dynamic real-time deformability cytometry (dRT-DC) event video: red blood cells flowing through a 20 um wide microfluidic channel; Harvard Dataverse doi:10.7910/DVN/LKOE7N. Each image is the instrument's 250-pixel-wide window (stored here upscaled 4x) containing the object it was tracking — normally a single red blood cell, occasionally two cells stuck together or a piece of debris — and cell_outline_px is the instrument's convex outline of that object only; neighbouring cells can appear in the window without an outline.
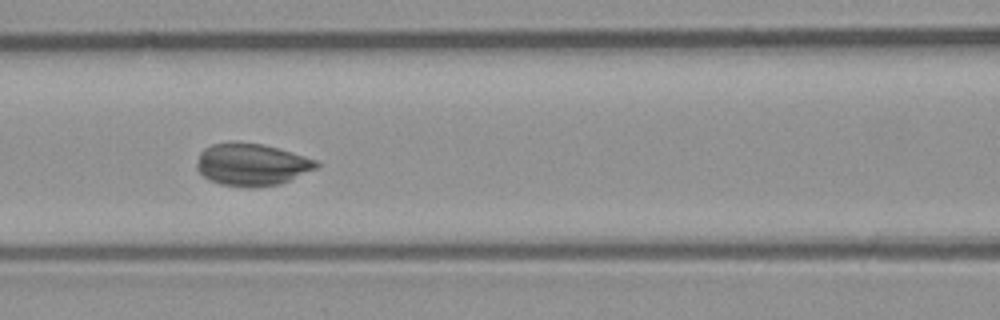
{"species": "common noctule bat (a hibernating species)", "species_latin": "Nyctalus noctula", "temperature_condition": "room temperature", "stored_images_in_passage": 45, "camera_frame_rate_fps": 3000, "um_per_image_px": 0.085, "animal": {"sex": "male", "body_mass_g": 23.1, "forearm_length_mm": 52.7}, "frame": {"image": 1, "passage_image": 16, "time_ms": 5.0, "image_size_px": [1000, 320], "cell_outline_px": [[320, 164], [316, 168], [280, 184], [256, 188], [248, 188], [220, 184], [208, 180], [196, 168], [196, 164], [200, 152], [204, 148], [212, 144], [264, 144], [280, 148], [316, 160]], "centroid_in_image_um": [21.39, 14.02], "position_along_channel_um": 145.2, "area_um2": 29.13}}
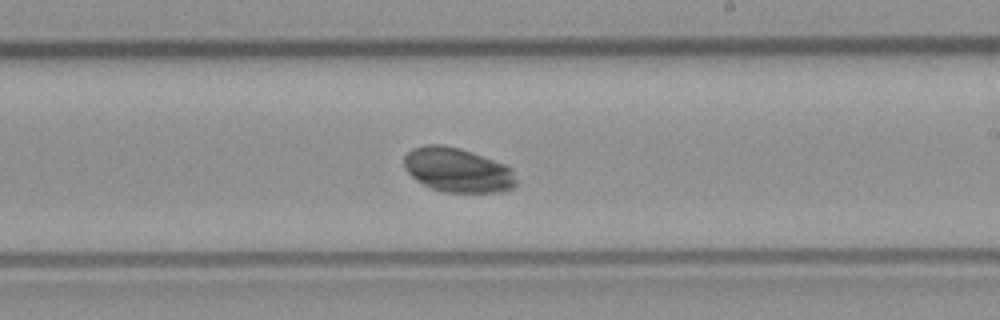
{"frame": {"image": 2, "passage_image": 24, "time_ms": 7.667, "image_size_px": [1000, 320], "cell_outline_px": [[516, 184], [512, 188], [500, 192], [444, 192], [432, 188], [416, 180], [404, 168], [404, 156], [412, 148], [428, 144], [440, 144], [460, 148], [504, 164], [512, 168], [516, 180]], "centroid_in_image_um": [38.88, 14.45], "position_along_channel_um": 250.1, "area_um2": 28.9}}
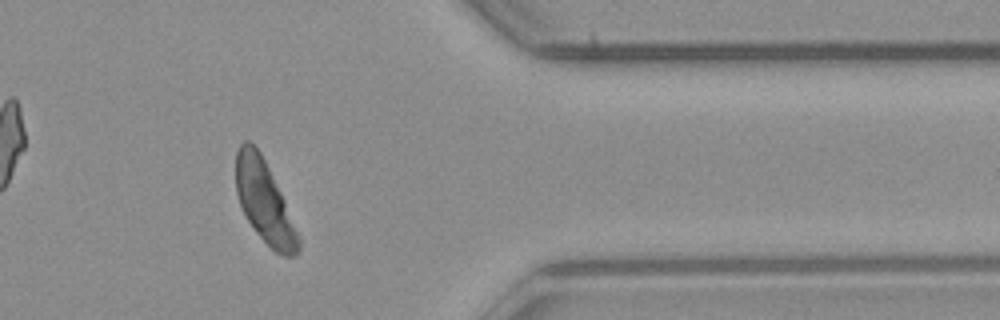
{"frame": {"image": 3, "passage_image": 36, "time_ms": 11.667, "image_size_px": [1000, 320], "cell_outline_px": [[300, 248], [292, 256], [284, 256], [276, 252], [256, 232], [248, 220], [240, 204], [236, 192], [236, 152], [240, 144], [244, 140], [248, 140], [260, 152], [284, 200], [300, 240]], "centroid_in_image_um": [22.45, 17.13], "position_along_channel_um": 389.0, "area_um2": 29.02}}